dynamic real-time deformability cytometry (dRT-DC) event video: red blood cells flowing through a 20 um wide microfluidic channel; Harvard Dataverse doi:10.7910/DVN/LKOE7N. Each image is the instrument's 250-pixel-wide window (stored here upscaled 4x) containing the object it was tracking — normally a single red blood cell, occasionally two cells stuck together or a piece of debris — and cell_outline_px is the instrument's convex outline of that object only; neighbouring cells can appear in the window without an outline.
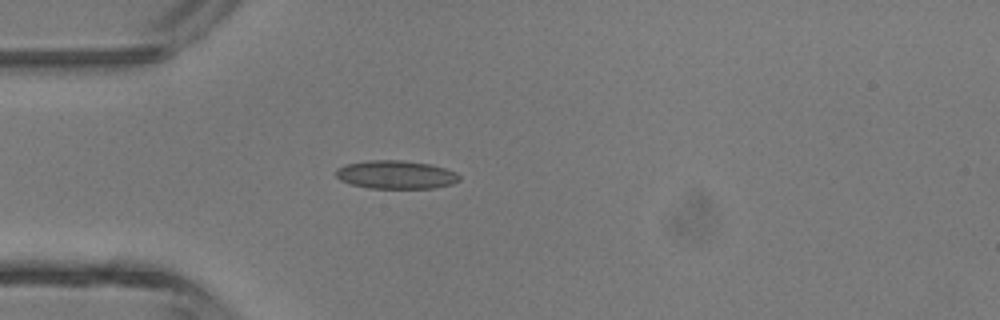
{"species": "common noctule bat (a hibernating species)", "species_latin": "Nyctalus noctula", "temperature_condition": "room temperature", "stored_images_in_passage": 3, "camera_frame_rate_fps": 3000, "um_per_image_px": 0.085, "animal": {"sex": "male", "body_mass_g": 13.3}, "frame": {"image": 1, "passage_image": 3, "time_ms": 2.333, "image_size_px": [1000, 320], "cell_outline_px": [[460, 180], [452, 184], [432, 188], [368, 188], [352, 184], [340, 180], [336, 176], [336, 168], [344, 164], [368, 160], [404, 160], [428, 164], [444, 168], [456, 172], [460, 176]], "centroid_in_image_um": [33.63, 14.84], "position_along_channel_um": 51.4, "area_um2": 20.4}}